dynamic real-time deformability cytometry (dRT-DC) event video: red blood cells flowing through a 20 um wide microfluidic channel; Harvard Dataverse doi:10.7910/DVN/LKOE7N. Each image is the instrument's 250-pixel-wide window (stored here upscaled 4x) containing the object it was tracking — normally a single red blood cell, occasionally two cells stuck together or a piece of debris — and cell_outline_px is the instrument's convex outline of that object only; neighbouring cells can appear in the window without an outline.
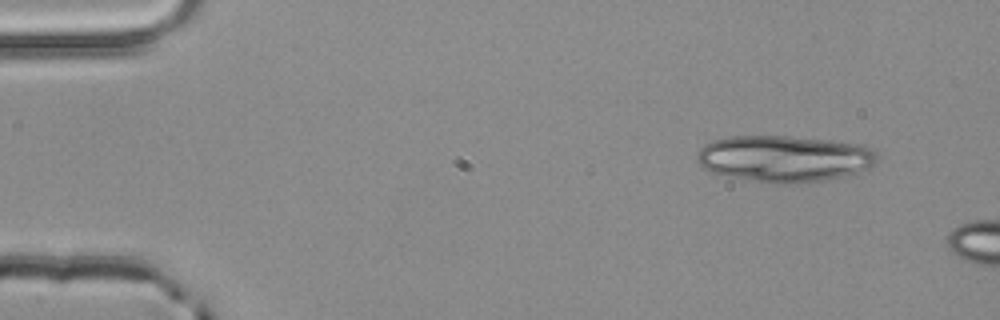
{"species": "common noctule bat (a hibernating species)", "species_latin": "Nyctalus noctula", "temperature_condition": "room temperature", "stored_images_in_passage": 2, "camera_frame_rate_fps": 3000, "um_per_image_px": 0.085, "animal": {"sex": "male", "body_mass_g": 20.4}, "frame": {"image": 1, "passage_image": 1, "time_ms": 0.0, "image_size_px": [1000, 320], "cell_outline_px": [[876, 164], [860, 172], [844, 176], [824, 180], [788, 184], [752, 180], [728, 176], [708, 172], [696, 160], [696, 156], [700, 148], [704, 144], [712, 140], [728, 136], [792, 136], [864, 144], [872, 148], [876, 152]], "centroid_in_image_um": [66.67, 13.47], "position_along_channel_um": 18.3, "area_um2": 49.07}}